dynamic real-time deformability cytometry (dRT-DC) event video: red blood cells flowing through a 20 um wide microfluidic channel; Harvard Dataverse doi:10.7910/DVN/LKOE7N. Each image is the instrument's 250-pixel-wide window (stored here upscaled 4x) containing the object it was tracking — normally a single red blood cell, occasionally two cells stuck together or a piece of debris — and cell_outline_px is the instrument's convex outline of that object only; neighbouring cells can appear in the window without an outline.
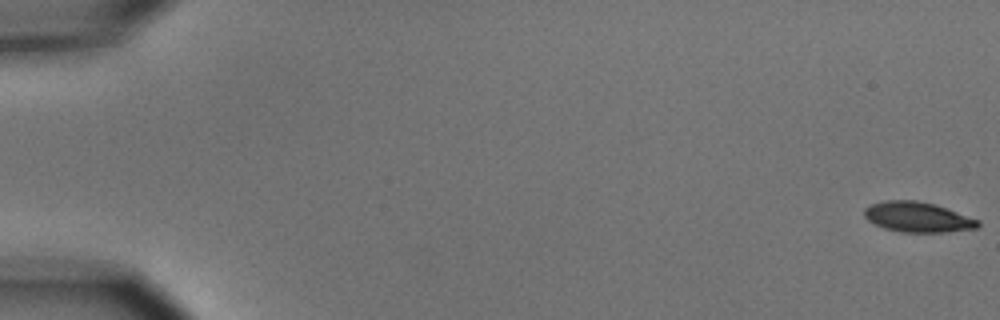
{"species": "common noctule bat (a hibernating species)", "species_latin": "Nyctalus noctula", "temperature_condition": "cold", "stored_images_in_passage": 9, "camera_frame_rate_fps": 3000, "um_per_image_px": 0.085, "animal": {"sex": "male", "body_mass_g": 15.6}, "frame": {"image": 1, "passage_image": 1, "time_ms": 0.0, "image_size_px": [1000, 320], "cell_outline_px": [[980, 224], [976, 228], [948, 232], [900, 232], [884, 228], [868, 220], [864, 216], [864, 208], [872, 204], [884, 200], [916, 200], [936, 204], [980, 220]], "centroid_in_image_um": [78.01, 18.44], "position_along_channel_um": 7.0, "area_um2": 20.06}}
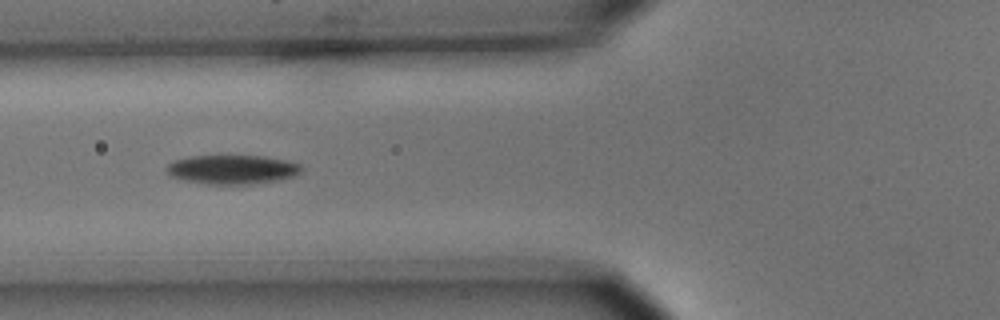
{"frame": {"image": 2, "passage_image": 7, "time_ms": 7.0, "image_size_px": [1000, 320], "cell_outline_px": [[304, 168], [300, 172], [292, 176], [276, 180], [252, 184], [208, 184], [188, 180], [172, 176], [164, 168], [168, 164], [176, 160], [192, 156], [264, 156], [288, 160], [300, 164]], "centroid_in_image_um": [19.78, 14.4], "position_along_channel_um": 106.0, "area_um2": 22.6}}
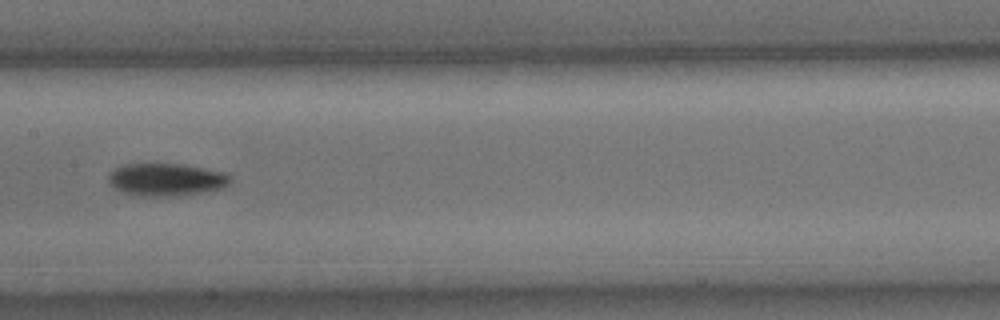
{"frame": {"image": 3, "passage_image": 9, "time_ms": 9.333, "image_size_px": [1000, 320], "cell_outline_px": [[232, 180], [228, 184], [220, 188], [200, 192], [168, 196], [144, 196], [124, 192], [116, 188], [108, 180], [108, 176], [116, 168], [124, 164], [184, 164], [224, 172]], "centroid_in_image_um": [14.13, 15.25], "position_along_channel_um": 193.3, "area_um2": 22.6}}